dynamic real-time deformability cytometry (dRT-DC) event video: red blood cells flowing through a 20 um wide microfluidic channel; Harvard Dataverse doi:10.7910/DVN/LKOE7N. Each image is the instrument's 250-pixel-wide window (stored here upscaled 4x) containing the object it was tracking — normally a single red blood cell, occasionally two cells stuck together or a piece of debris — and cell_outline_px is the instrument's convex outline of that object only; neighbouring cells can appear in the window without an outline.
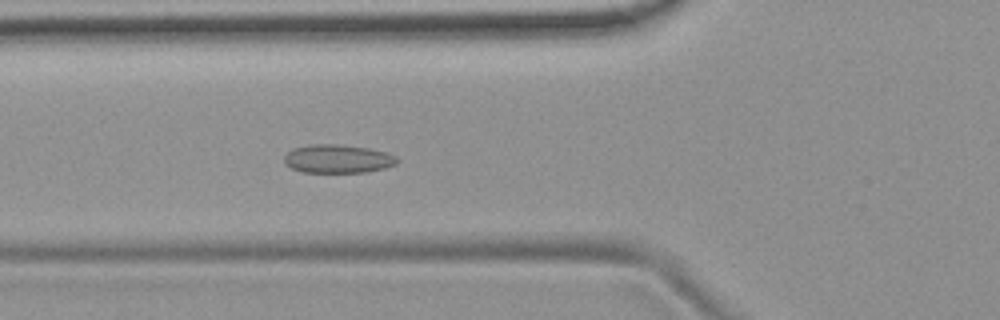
{"species": "common noctule bat (a hibernating species)", "species_latin": "Nyctalus noctula", "temperature_condition": "room temperature", "stored_images_in_passage": 49, "camera_frame_rate_fps": 3000, "um_per_image_px": 0.085, "animal": {"sex": "female", "body_mass_g": 19.9}, "frame": {"image": 1, "passage_image": 15, "time_ms": 4.667, "image_size_px": [1000, 320], "cell_outline_px": [[400, 160], [396, 164], [384, 168], [368, 172], [304, 172], [292, 168], [284, 164], [284, 156], [292, 148], [312, 144], [340, 144], [368, 148], [388, 152], [396, 156]], "centroid_in_image_um": [28.73, 13.49], "position_along_channel_um": 97.1, "area_um2": 18.9}}
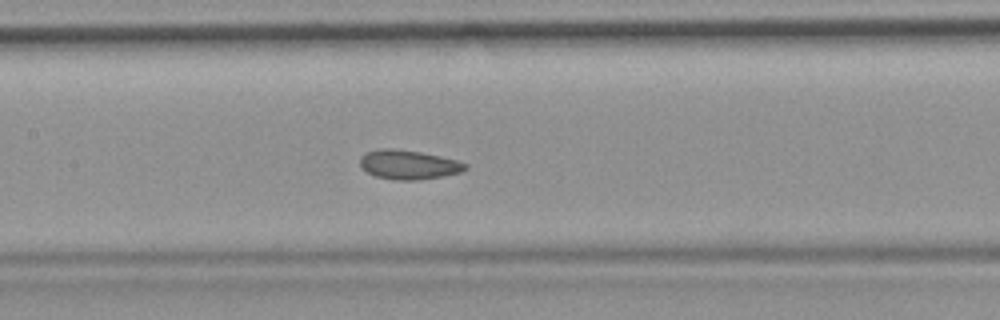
{"frame": {"image": 2, "passage_image": 21, "time_ms": 6.667, "image_size_px": [1000, 320], "cell_outline_px": [[468, 168], [460, 172], [440, 176], [416, 180], [396, 180], [376, 176], [368, 172], [360, 164], [360, 156], [364, 152], [380, 148], [392, 148], [420, 152], [440, 156], [456, 160], [468, 164]], "centroid_in_image_um": [34.71, 13.98], "position_along_channel_um": 172.7, "area_um2": 17.8}}
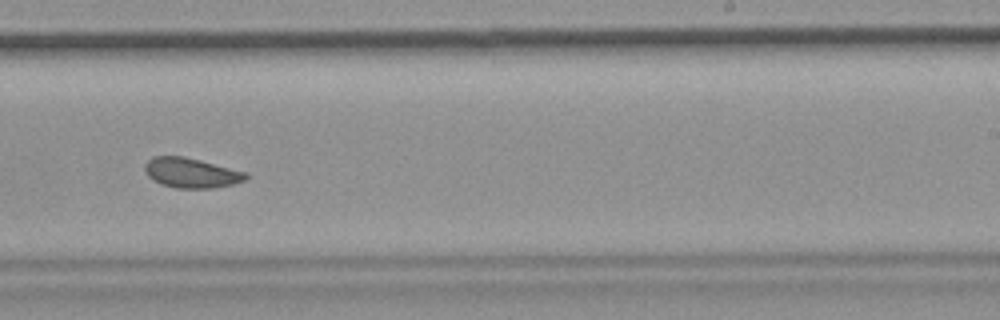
{"frame": {"image": 3, "passage_image": 29, "time_ms": 9.333, "image_size_px": [1000, 320], "cell_outline_px": [[248, 176], [244, 180], [232, 184], [212, 188], [176, 188], [164, 184], [148, 176], [144, 168], [144, 164], [152, 156], [184, 156], [248, 172]], "centroid_in_image_um": [16.27, 14.68], "position_along_channel_um": 272.7, "area_um2": 17.46}, "authors_computed_cell_mechanics": {"area_um2": 18.4382, "velocity_mm_per_s": 3.7727, "shape_relaxation_time_tau1_ms": null, "shape_relaxation_time_tau2_ms": 2.0641, "deformation_change_tau1": null, "deformation_change_tau2": 0.0716}}